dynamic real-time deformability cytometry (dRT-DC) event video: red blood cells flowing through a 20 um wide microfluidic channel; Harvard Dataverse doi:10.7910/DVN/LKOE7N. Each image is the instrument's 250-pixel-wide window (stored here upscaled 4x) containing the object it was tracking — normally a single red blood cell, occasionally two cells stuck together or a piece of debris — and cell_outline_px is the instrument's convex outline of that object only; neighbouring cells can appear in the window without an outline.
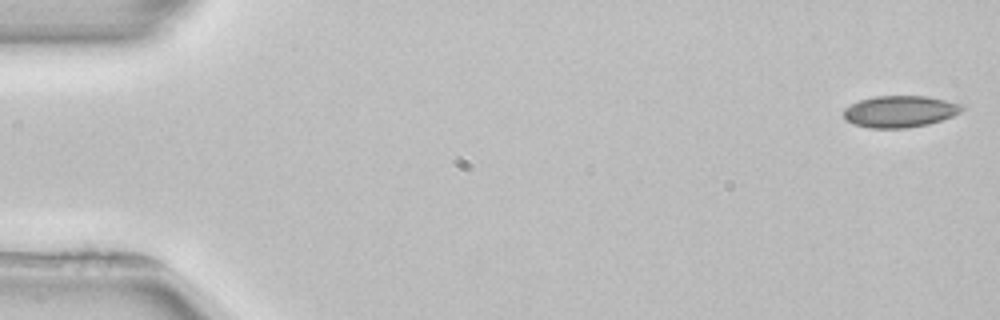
{"species": "common noctule bat (a hibernating species)", "species_latin": "Nyctalus noctula", "temperature_condition": "room temperature", "stored_images_in_passage": 52, "camera_frame_rate_fps": 3000, "um_per_image_px": 0.085, "animal": {"sex": "female", "body_mass_g": 22.7, "forearm_length_mm": 54.2}, "frame": {"image": 1, "passage_image": 1, "time_ms": 0.0, "image_size_px": [1000, 320], "cell_outline_px": [[964, 108], [960, 112], [952, 116], [928, 124], [908, 128], [868, 128], [852, 124], [844, 120], [844, 108], [860, 100], [872, 96], [924, 96], [964, 104]], "centroid_in_image_um": [76.46, 9.48], "position_along_channel_um": 8.5, "area_um2": 21.91}}
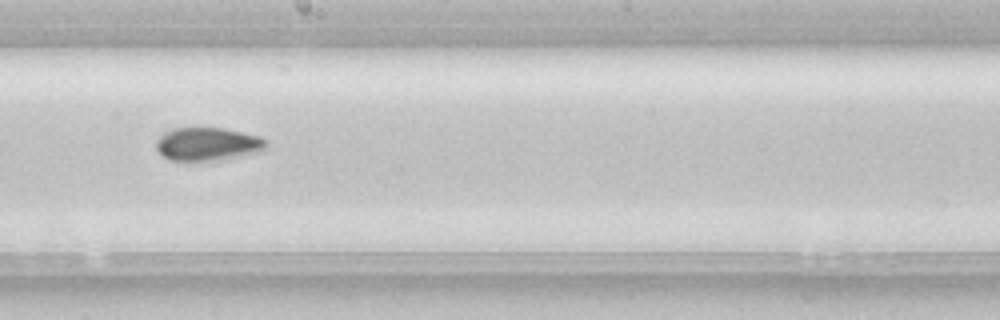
{"frame": {"image": 2, "passage_image": 29, "time_ms": 9.333, "image_size_px": [1000, 320], "cell_outline_px": [[268, 148], [260, 152], [216, 160], [168, 160], [156, 148], [156, 140], [164, 132], [172, 128], [224, 128], [260, 136], [268, 144]], "centroid_in_image_um": [17.66, 12.23], "position_along_channel_um": 230.5, "area_um2": 21.21}}
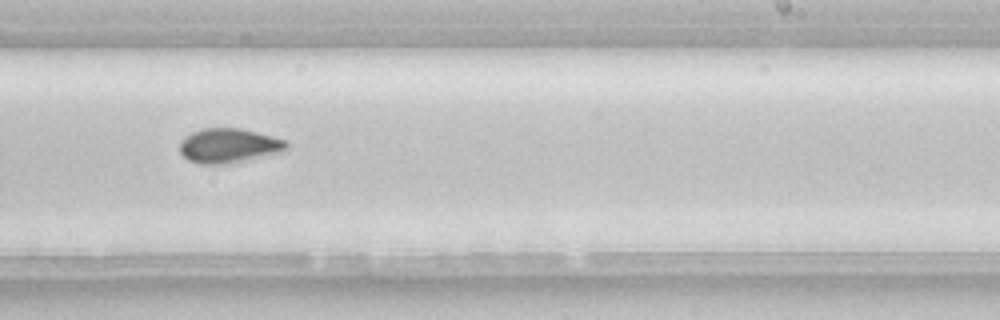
{"frame": {"image": 3, "passage_image": 32, "time_ms": 10.333, "image_size_px": [1000, 320], "cell_outline_px": [[288, 148], [280, 152], [228, 164], [200, 164], [188, 160], [180, 152], [180, 140], [184, 136], [192, 132], [204, 128], [240, 128], [272, 136], [284, 140], [288, 144]], "centroid_in_image_um": [19.41, 12.38], "position_along_channel_um": 269.6, "area_um2": 21.39}}